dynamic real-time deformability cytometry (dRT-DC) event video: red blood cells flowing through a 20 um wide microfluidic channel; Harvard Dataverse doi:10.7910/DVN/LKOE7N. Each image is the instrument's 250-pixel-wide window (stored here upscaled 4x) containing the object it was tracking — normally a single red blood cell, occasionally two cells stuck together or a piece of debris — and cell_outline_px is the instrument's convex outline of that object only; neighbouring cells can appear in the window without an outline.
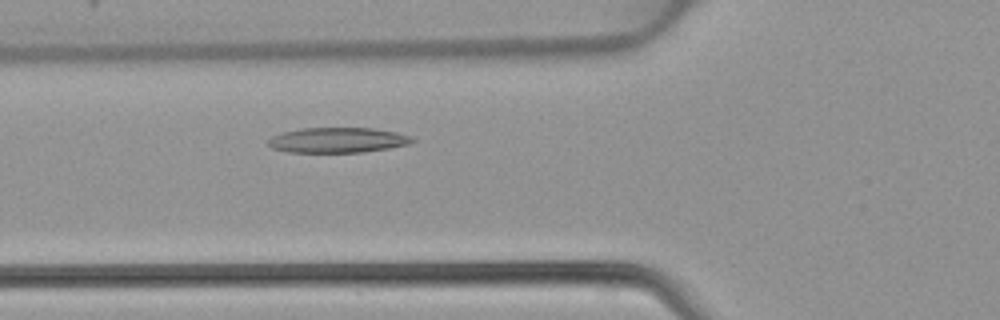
{"species": "common noctule bat (a hibernating species)", "species_latin": "Nyctalus noctula", "temperature_condition": "warm", "stored_images_in_passage": 43, "camera_frame_rate_fps": 3000, "um_per_image_px": 0.085, "animal": {"sex": "female", "body_mass_g": 22.7, "forearm_length_mm": 54.2}, "frame": {"image": 1, "passage_image": 13, "time_ms": 4.0, "image_size_px": [1000, 320], "cell_outline_px": [[416, 140], [408, 144], [388, 148], [364, 152], [288, 152], [272, 148], [268, 144], [268, 140], [272, 136], [284, 132], [300, 128], [372, 128], [396, 132], [412, 136]], "centroid_in_image_um": [28.71, 11.91], "position_along_channel_um": 97.1, "area_um2": 21.1}}
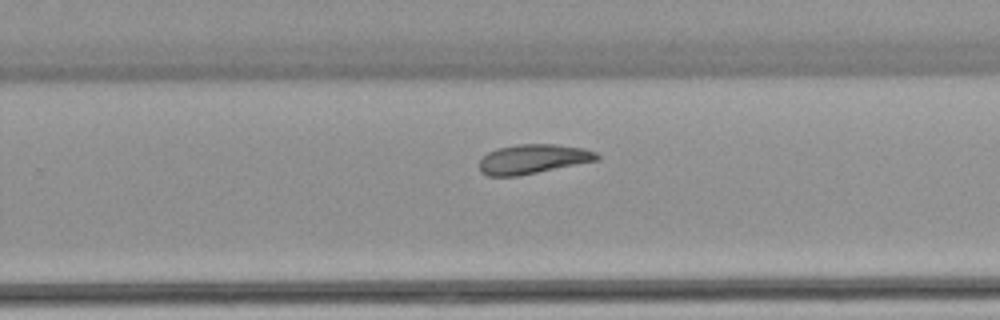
{"frame": {"image": 2, "passage_image": 26, "time_ms": 8.333, "image_size_px": [1000, 320], "cell_outline_px": [[600, 160], [520, 176], [488, 176], [480, 172], [480, 160], [488, 152], [496, 148], [516, 144], [556, 144], [584, 148], [596, 152], [600, 156]], "centroid_in_image_um": [45.33, 13.52], "position_along_channel_um": 284.5, "area_um2": 20.46}}
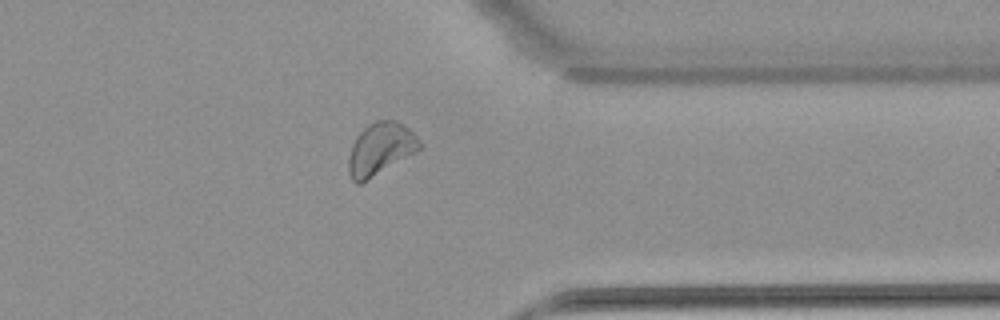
{"frame": {"image": 3, "passage_image": 33, "time_ms": 10.667, "image_size_px": [1000, 320], "cell_outline_px": [[420, 148], [416, 152], [360, 184], [356, 184], [352, 180], [348, 172], [348, 156], [352, 144], [356, 136], [368, 124], [376, 120], [396, 120], [408, 128], [416, 136], [420, 144]], "centroid_in_image_um": [32.29, 12.66], "position_along_channel_um": 379.1, "area_um2": 21.5}}